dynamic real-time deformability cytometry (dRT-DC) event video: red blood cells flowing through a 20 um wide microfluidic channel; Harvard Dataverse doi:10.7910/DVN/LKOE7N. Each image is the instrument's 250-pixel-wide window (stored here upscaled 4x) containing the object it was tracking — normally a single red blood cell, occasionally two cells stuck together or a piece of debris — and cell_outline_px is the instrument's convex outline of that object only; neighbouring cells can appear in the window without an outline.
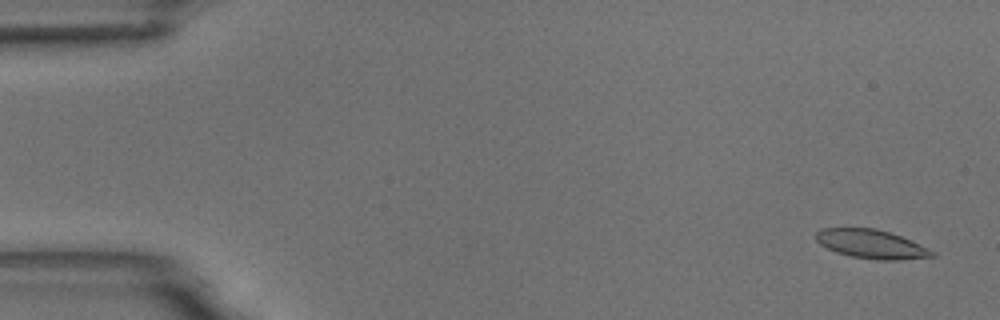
{"species": "common noctule bat (a hibernating species)", "species_latin": "Nyctalus noctula", "temperature_condition": "room temperature", "stored_images_in_passage": 6, "camera_frame_rate_fps": 3000, "um_per_image_px": 0.085, "animal": {"sex": "male", "body_mass_g": 18.8}, "frame": {"image": 1, "passage_image": 1, "time_ms": 0.0, "image_size_px": [1000, 320], "cell_outline_px": [[936, 256], [900, 260], [876, 260], [852, 256], [836, 252], [820, 244], [816, 240], [816, 232], [820, 228], [876, 228], [900, 236], [928, 248], [936, 252]], "centroid_in_image_um": [74.06, 20.75], "position_along_channel_um": 10.9, "area_um2": 19.42}}